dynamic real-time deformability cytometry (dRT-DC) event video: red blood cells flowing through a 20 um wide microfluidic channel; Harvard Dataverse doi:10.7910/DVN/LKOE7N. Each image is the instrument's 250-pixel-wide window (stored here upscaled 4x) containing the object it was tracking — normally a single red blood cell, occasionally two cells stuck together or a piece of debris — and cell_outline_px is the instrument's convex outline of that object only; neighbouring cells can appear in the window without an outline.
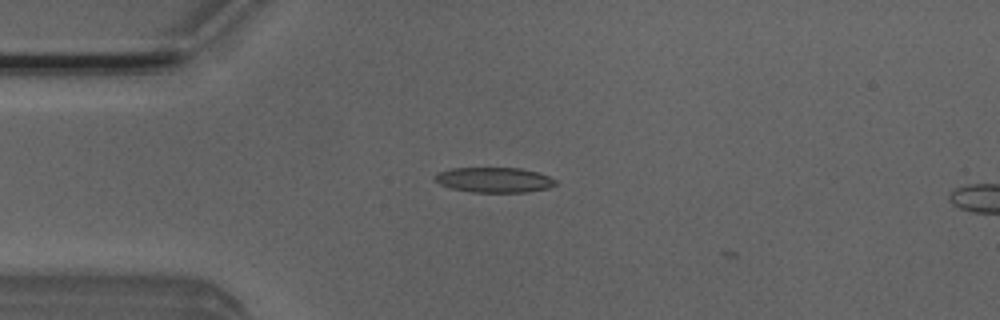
{"species": "Egyptian fruit bat (a non-hibernating species)", "species_latin": "Rousettus aegyptiacus", "temperature_condition": "room temperature", "stored_images_in_passage": 3, "camera_frame_rate_fps": 3000, "um_per_image_px": 0.085, "animal": {"sex": "male"}, "frame": {"image": 1, "passage_image": 2, "time_ms": 0.333, "image_size_px": [1000, 320], "cell_outline_px": [[556, 184], [548, 188], [528, 192], [472, 192], [452, 188], [440, 184], [432, 180], [440, 172], [452, 168], [520, 168], [536, 172], [548, 176], [556, 180]], "centroid_in_image_um": [42.01, 15.29], "position_along_channel_um": 43.0, "area_um2": 17.51}}